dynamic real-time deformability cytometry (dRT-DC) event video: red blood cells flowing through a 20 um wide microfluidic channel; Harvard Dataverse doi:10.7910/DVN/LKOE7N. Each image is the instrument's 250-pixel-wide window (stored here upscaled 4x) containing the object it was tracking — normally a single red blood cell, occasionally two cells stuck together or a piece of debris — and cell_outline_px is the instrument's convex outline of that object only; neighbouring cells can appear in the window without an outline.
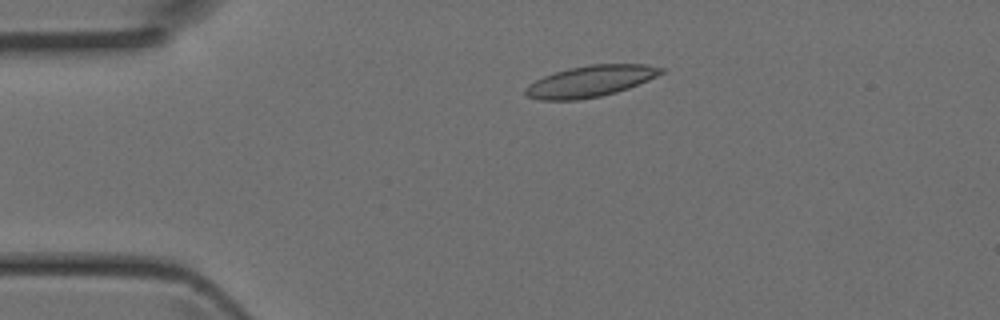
{"species": "Egyptian fruit bat (a non-hibernating species)", "species_latin": "Rousettus aegyptiacus", "temperature_condition": "room temperature", "stored_images_in_passage": 4, "camera_frame_rate_fps": 3000, "um_per_image_px": 0.085, "animal": {"sex": "female"}, "frame": {"image": 1, "passage_image": 3, "time_ms": 0.667, "image_size_px": [1000, 320], "cell_outline_px": [[668, 68], [664, 72], [648, 80], [628, 88], [616, 92], [600, 96], [576, 100], [540, 100], [528, 96], [524, 92], [524, 88], [528, 84], [544, 76], [568, 68], [592, 64], [644, 64]], "centroid_in_image_um": [50.2, 6.9], "position_along_channel_um": 34.8, "area_um2": 24.68}}